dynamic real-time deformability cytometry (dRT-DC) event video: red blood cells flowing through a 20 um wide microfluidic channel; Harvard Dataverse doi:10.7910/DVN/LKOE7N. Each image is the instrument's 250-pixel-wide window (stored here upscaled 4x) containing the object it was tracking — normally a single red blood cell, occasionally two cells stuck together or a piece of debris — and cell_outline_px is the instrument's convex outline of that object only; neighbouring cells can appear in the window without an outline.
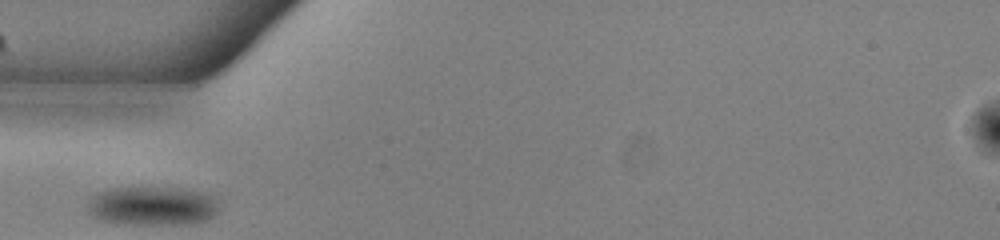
{"species": "common noctule bat (a hibernating species)", "species_latin": "Nyctalus noctula", "temperature_condition": "warm", "stored_images_in_passage": 26, "camera_frame_rate_fps": 3000, "um_per_image_px": 0.085, "animal": {"sex": "male", "body_mass_g": 13.0, "forearm_length_mm": 53.1}, "frame": {"image": 1, "passage_image": 1, "time_ms": 0.0, "image_size_px": [1000, 240], "cell_outline_px": [[220, 208], [208, 220], [192, 224], [112, 224], [100, 220], [92, 216], [88, 212], [88, 200], [96, 192], [112, 188], [176, 188], [200, 192], [212, 196], [216, 200]], "centroid_in_image_um": [12.91, 17.53], "position_along_channel_um": 72.1, "area_um2": 30.11}}
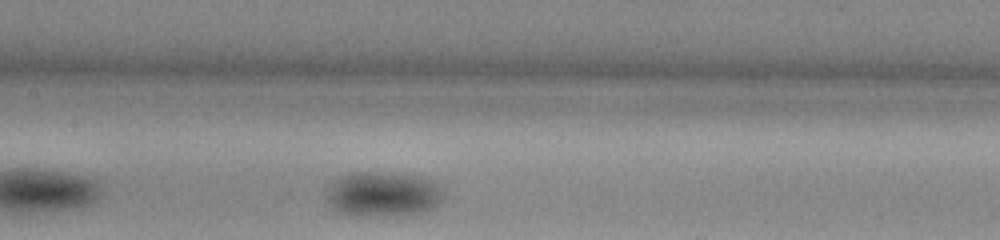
{"frame": {"image": 2, "passage_image": 9, "time_ms": 2.667, "image_size_px": [1000, 240], "cell_outline_px": [[444, 200], [436, 208], [424, 212], [400, 216], [348, 216], [332, 208], [324, 196], [324, 192], [340, 176], [352, 172], [380, 172], [416, 176], [440, 184], [444, 188]], "centroid_in_image_um": [32.58, 16.54], "position_along_channel_um": 174.8, "area_um2": 31.44}}
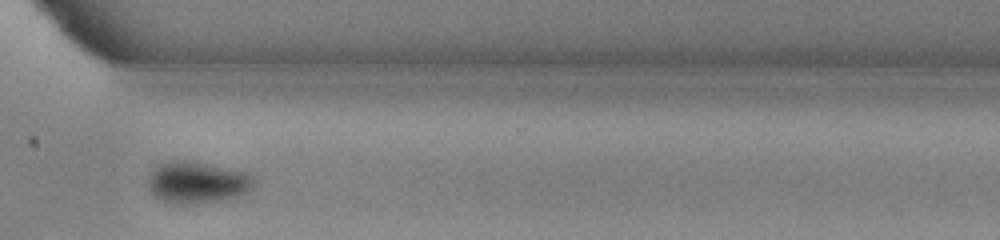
{"frame": {"image": 3, "passage_image": 23, "time_ms": 7.333, "image_size_px": [1000, 240], "cell_outline_px": [[252, 188], [244, 192], [232, 196], [216, 200], [188, 204], [180, 204], [160, 200], [148, 188], [148, 172], [160, 164], [168, 160], [196, 160], [244, 172], [252, 176]], "centroid_in_image_um": [16.66, 15.46], "position_along_channel_um": 353.9, "area_um2": 25.43}}